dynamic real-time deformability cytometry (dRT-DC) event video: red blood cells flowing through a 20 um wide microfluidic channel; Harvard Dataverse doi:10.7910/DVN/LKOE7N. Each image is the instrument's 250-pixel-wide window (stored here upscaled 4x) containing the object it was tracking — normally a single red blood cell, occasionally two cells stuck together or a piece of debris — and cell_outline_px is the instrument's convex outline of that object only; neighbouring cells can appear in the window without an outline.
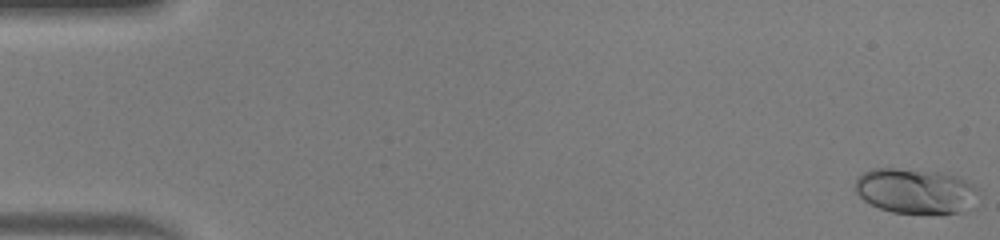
{"species": "human", "species_latin": "Homo sapiens", "temperature_condition": "warm", "stored_images_in_passage": 50, "camera_frame_rate_fps": 3000, "um_per_image_px": 0.085, "donor": {"sex": "male"}, "frame": {"image": 1, "passage_image": 1, "time_ms": 0.0, "image_size_px": [1000, 240], "cell_outline_px": [[976, 192], [960, 212], [892, 212], [880, 208], [864, 200], [856, 192], [856, 176], [872, 168], [896, 168], [940, 172], [956, 176], [968, 180], [976, 184]], "centroid_in_image_um": [77.72, 16.18], "position_along_channel_um": 7.3, "area_um2": 31.5}}
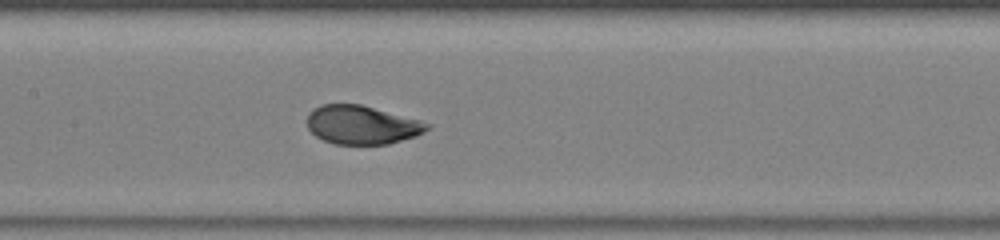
{"frame": {"image": 2, "passage_image": 25, "time_ms": 8.0, "image_size_px": [1000, 240], "cell_outline_px": [[432, 128], [416, 136], [388, 144], [336, 144], [324, 140], [316, 136], [308, 128], [308, 112], [312, 108], [320, 104], [360, 104], [420, 120], [432, 124]], "centroid_in_image_um": [30.77, 10.61], "position_along_channel_um": 176.6, "area_um2": 27.11}}
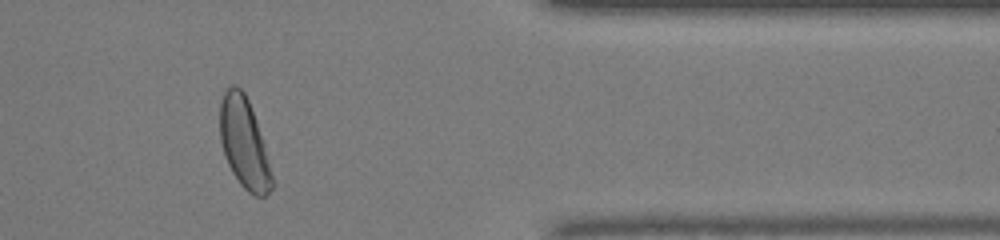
{"frame": {"image": 3, "passage_image": 42, "time_ms": 13.667, "image_size_px": [1000, 240], "cell_outline_px": [[276, 184], [264, 196], [256, 196], [248, 192], [240, 184], [232, 172], [224, 156], [220, 140], [220, 100], [224, 88], [232, 84], [236, 84], [244, 92], [248, 100], [256, 120], [264, 144]], "centroid_in_image_um": [20.75, 12.16], "position_along_channel_um": 390.7, "area_um2": 27.74}, "authors_computed_cell_mechanics": {"area_um2": 28.1486, "velocity_mm_per_s": 4.1562, "shape_relaxation_time_tau1_ms": 3.0556, "shape_relaxation_time_tau2_ms": null, "deformation_change_tau1": 0.1805, "deformation_change_tau2": null}}